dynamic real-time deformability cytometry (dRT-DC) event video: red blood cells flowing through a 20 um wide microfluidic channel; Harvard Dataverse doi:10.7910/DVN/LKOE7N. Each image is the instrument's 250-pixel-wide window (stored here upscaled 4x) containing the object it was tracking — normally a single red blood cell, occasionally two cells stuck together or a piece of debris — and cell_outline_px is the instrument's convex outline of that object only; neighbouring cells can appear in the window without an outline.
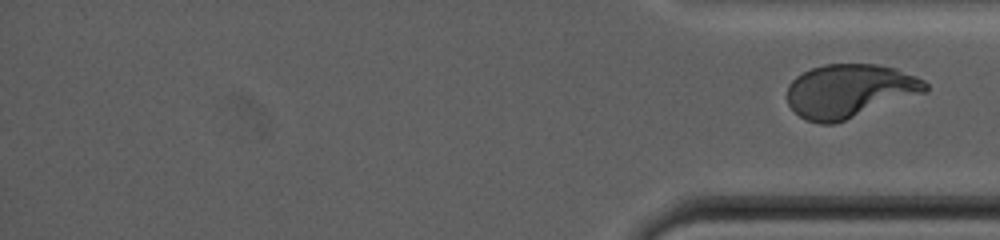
{"species": "human", "species_latin": "Homo sapiens", "temperature_condition": "warm", "stored_images_in_passage": 37, "segment_of_instrument_passage": [2, 2], "camera_frame_rate_fps": 3000, "um_per_image_px": 0.085, "donor": {"sex": "male"}, "frame": {"image": 1, "passage_image": 37, "time_ms": 34.667, "image_size_px": [1000, 240], "cell_outline_px": [[928, 88], [924, 92], [844, 120], [832, 124], [820, 124], [808, 120], [800, 116], [788, 104], [788, 84], [796, 76], [812, 68], [824, 64], [876, 64], [896, 68], [924, 80], [928, 84]], "centroid_in_image_um": [72.19, 7.71], "position_along_channel_um": 363.0, "area_um2": 42.54}}